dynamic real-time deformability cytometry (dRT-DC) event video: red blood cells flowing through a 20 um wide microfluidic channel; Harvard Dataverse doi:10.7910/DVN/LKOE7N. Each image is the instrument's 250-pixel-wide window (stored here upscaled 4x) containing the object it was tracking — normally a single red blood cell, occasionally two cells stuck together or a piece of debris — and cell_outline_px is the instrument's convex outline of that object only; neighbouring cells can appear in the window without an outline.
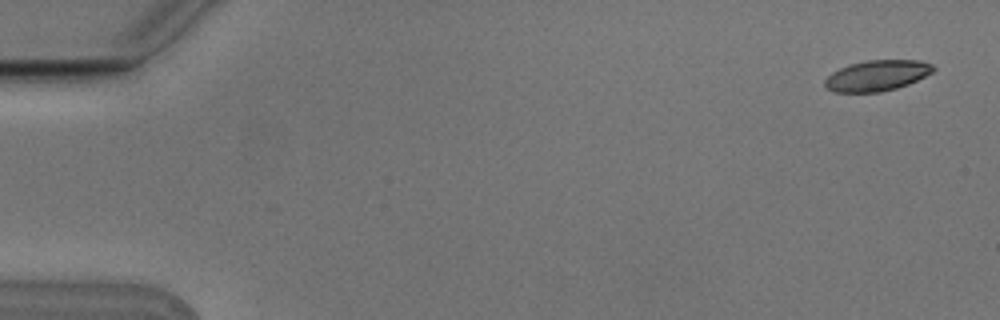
{"species": "Egyptian fruit bat (a non-hibernating species)", "species_latin": "Rousettus aegyptiacus", "temperature_condition": "cold", "stored_images_in_passage": 5, "camera_frame_rate_fps": 3000, "um_per_image_px": 0.085, "animal": {"sex": "male"}, "frame": {"image": 1, "passage_image": 1, "time_ms": 0.0, "image_size_px": [1000, 320], "cell_outline_px": [[936, 68], [932, 72], [908, 84], [896, 88], [880, 92], [832, 92], [824, 84], [824, 80], [832, 72], [848, 64], [864, 60], [920, 60], [932, 64]], "centroid_in_image_um": [74.53, 6.41], "position_along_channel_um": 10.5, "area_um2": 19.42}}